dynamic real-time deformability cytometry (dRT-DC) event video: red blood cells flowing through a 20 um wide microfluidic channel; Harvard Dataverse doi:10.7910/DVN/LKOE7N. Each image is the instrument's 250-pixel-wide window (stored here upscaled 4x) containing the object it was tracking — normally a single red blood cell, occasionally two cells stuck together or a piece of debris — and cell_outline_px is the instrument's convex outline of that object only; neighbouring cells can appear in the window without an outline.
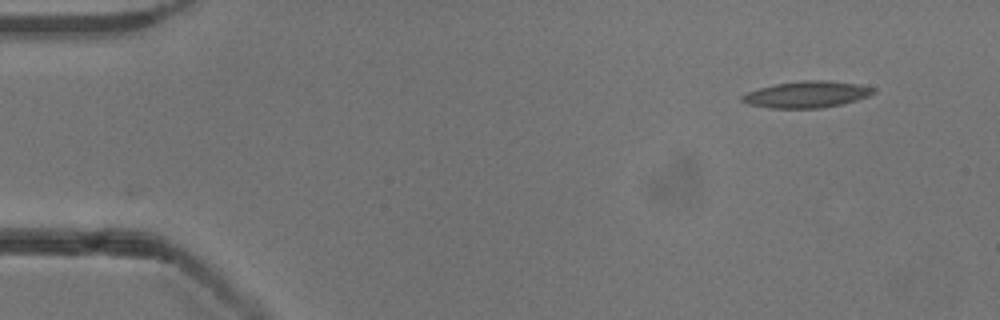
{"species": "common noctule bat (a hibernating species)", "species_latin": "Nyctalus noctula", "temperature_condition": "cold", "stored_images_in_passage": 2, "camera_frame_rate_fps": 3000, "um_per_image_px": 0.085, "animal": {"sex": "male", "body_mass_g": 13.3}, "frame": {"image": 1, "passage_image": 1, "time_ms": 0.0, "image_size_px": [1000, 320], "cell_outline_px": [[876, 92], [868, 96], [856, 100], [840, 104], [820, 108], [772, 108], [748, 104], [740, 100], [740, 96], [748, 92], [760, 88], [776, 84], [804, 80], [824, 80], [856, 84], [876, 88]], "centroid_in_image_um": [68.57, 8.03], "position_along_channel_um": 16.4, "area_um2": 20.06}}